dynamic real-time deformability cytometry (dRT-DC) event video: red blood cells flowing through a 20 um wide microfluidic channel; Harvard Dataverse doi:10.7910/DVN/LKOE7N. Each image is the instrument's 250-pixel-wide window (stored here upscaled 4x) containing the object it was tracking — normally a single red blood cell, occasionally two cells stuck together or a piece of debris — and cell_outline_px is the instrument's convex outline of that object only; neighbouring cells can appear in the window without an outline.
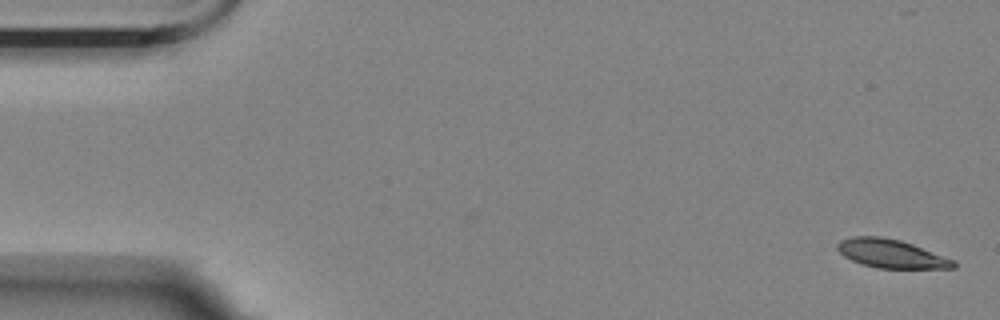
{"species": "Egyptian fruit bat (a non-hibernating species)", "species_latin": "Rousettus aegyptiacus", "temperature_condition": "room temperature", "stored_images_in_passage": 56, "camera_frame_rate_fps": 3000, "um_per_image_px": 0.085, "animal": {"sex": "female"}, "frame": {"image": 1, "passage_image": 1, "time_ms": 0.0, "image_size_px": [1000, 320], "cell_outline_px": [[956, 268], [876, 268], [860, 264], [844, 256], [836, 248], [836, 244], [840, 240], [852, 236], [880, 236], [900, 240], [912, 244], [956, 260]], "centroid_in_image_um": [75.74, 21.56], "position_along_channel_um": 9.3, "area_um2": 19.42}}
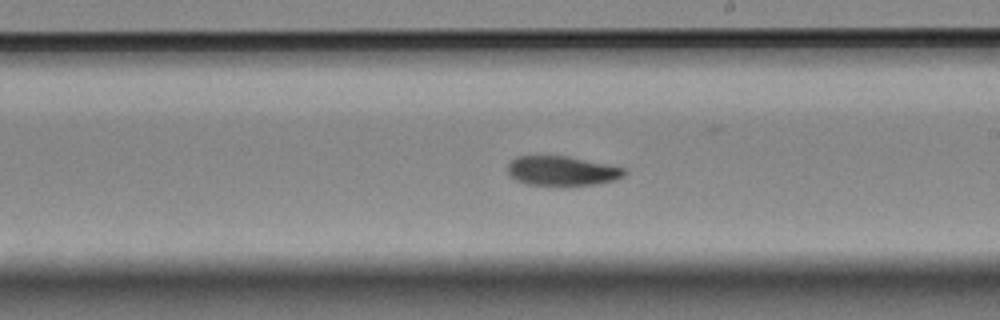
{"frame": {"image": 2, "passage_image": 32, "time_ms": 10.333, "image_size_px": [1000, 320], "cell_outline_px": [[628, 172], [624, 176], [616, 180], [596, 184], [556, 188], [528, 184], [516, 180], [508, 176], [508, 164], [516, 156], [568, 156], [608, 164], [624, 168]], "centroid_in_image_um": [47.77, 14.56], "position_along_channel_um": 241.2, "area_um2": 20.87}}
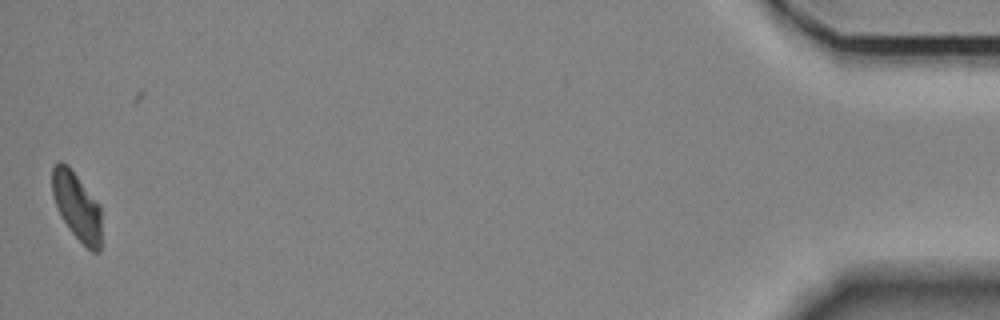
{"frame": {"image": 3, "passage_image": 56, "time_ms": 18.333, "image_size_px": [1000, 320], "cell_outline_px": [[100, 252], [92, 252], [72, 232], [64, 220], [56, 204], [52, 192], [52, 168], [60, 160], [68, 164], [100, 204]], "centroid_in_image_um": [6.54, 17.48], "position_along_channel_um": 428.7, "area_um2": 19.19}, "authors_computed_cell_mechanics": {"area_um2": 20.7213, "velocity_mm_per_s": 3.4938, "shape_relaxation_time_tau1_ms": 6.8795, "shape_relaxation_time_tau2_ms": 3.8282, "deformation_change_tau1": 0.1569, "deformation_change_tau2": 0.0733}}